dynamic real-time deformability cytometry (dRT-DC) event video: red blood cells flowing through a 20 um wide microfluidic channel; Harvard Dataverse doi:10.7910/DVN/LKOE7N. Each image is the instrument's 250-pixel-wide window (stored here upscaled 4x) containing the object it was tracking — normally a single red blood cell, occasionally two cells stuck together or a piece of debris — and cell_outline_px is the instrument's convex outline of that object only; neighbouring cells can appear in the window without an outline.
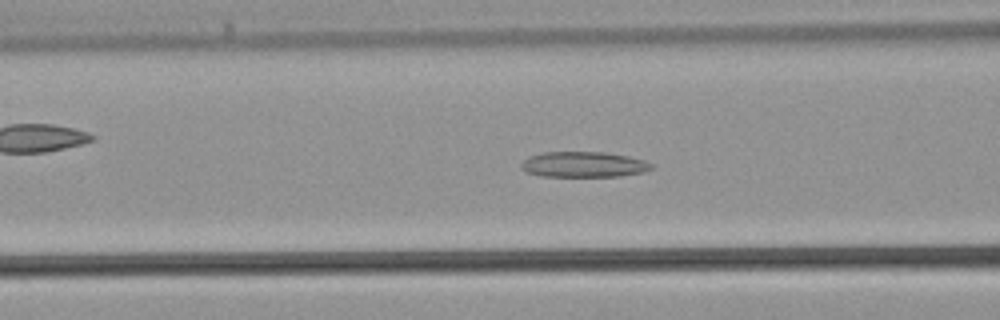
{"species": "common noctule bat (a hibernating species)", "species_latin": "Nyctalus noctula", "temperature_condition": "warm", "stored_images_in_passage": 34, "camera_frame_rate_fps": 3000, "um_per_image_px": 0.085, "animal": {"sex": "male", "body_mass_g": 21.5, "forearm_length_mm": 52.0}, "frame": {"image": 1, "passage_image": 8, "time_ms": 2.333, "image_size_px": [1000, 320], "cell_outline_px": [[652, 168], [644, 172], [620, 176], [540, 176], [524, 172], [520, 168], [520, 164], [528, 156], [544, 152], [604, 152], [628, 156], [644, 160], [652, 164]], "centroid_in_image_um": [49.56, 13.98], "position_along_channel_um": 117.0, "area_um2": 19.48}}
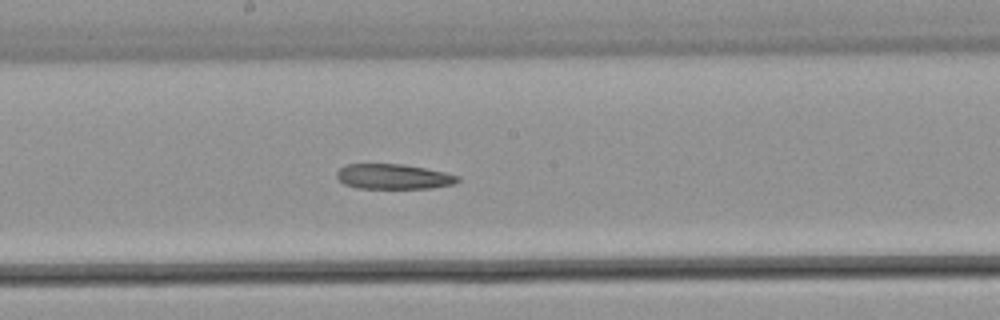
{"frame": {"image": 2, "passage_image": 14, "time_ms": 4.333, "image_size_px": [1000, 320], "cell_outline_px": [[460, 180], [456, 184], [432, 188], [356, 188], [344, 184], [336, 176], [336, 172], [340, 168], [348, 164], [400, 164], [424, 168], [444, 172], [460, 176]], "centroid_in_image_um": [33.46, 15.02], "position_along_channel_um": 214.7, "area_um2": 17.69}}
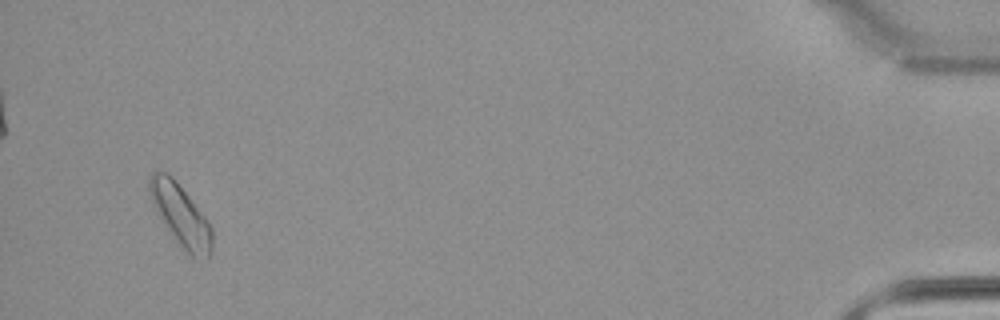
{"frame": {"image": 3, "passage_image": 32, "time_ms": 10.333, "image_size_px": [1000, 320], "cell_outline_px": [[212, 252], [208, 260], [192, 256], [184, 252], [180, 248], [152, 204], [148, 192], [148, 176], [156, 168], [168, 172], [176, 180], [208, 220], [212, 228]], "centroid_in_image_um": [15.34, 18.27], "position_along_channel_um": 419.9, "area_um2": 23.0}}